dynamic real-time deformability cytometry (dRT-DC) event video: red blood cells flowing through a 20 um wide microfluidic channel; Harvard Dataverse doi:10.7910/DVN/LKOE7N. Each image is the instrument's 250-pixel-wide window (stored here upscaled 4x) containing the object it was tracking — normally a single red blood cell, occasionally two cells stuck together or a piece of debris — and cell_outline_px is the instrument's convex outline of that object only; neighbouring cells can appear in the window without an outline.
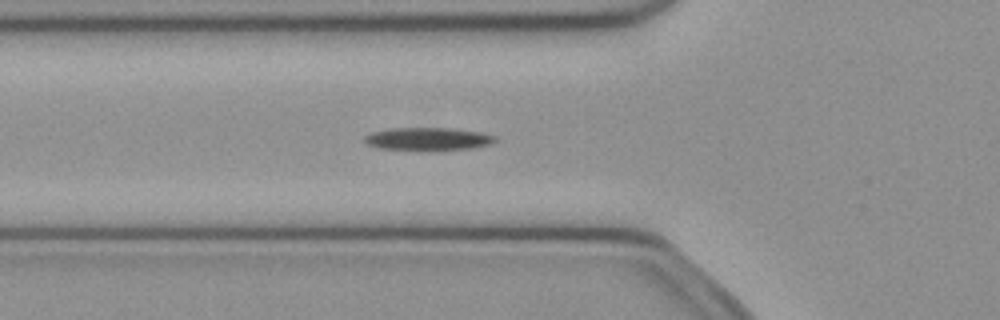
{"species": "common noctule bat (a hibernating species)", "species_latin": "Nyctalus noctula", "temperature_condition": "cold", "stored_images_in_passage": 47, "camera_frame_rate_fps": 3000, "um_per_image_px": 0.085, "animal": {"sex": "female", "body_mass_g": 21.9}, "frame": {"image": 1, "passage_image": 14, "time_ms": 4.333, "image_size_px": [1000, 320], "cell_outline_px": [[500, 140], [492, 144], [472, 148], [432, 152], [428, 152], [380, 148], [368, 144], [364, 140], [364, 136], [372, 132], [392, 128], [452, 128], [480, 132], [496, 136]], "centroid_in_image_um": [36.44, 11.84], "position_along_channel_um": 89.4, "area_um2": 18.03}}
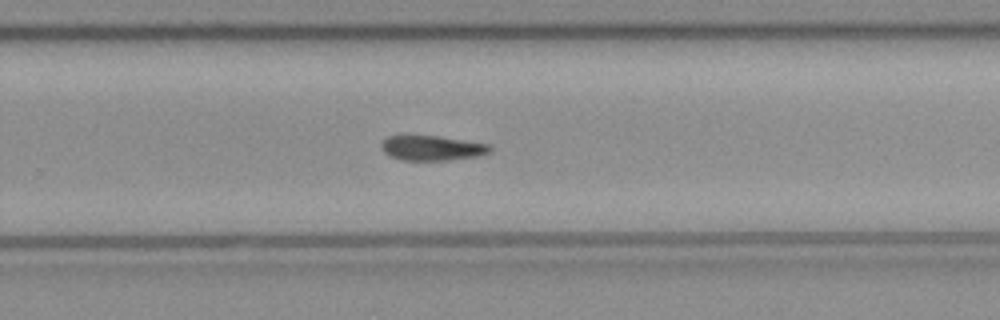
{"frame": {"image": 2, "passage_image": 29, "time_ms": 9.333, "image_size_px": [1000, 320], "cell_outline_px": [[492, 148], [488, 152], [480, 156], [448, 160], [400, 160], [384, 152], [380, 148], [380, 144], [388, 136], [404, 132], [436, 136], [488, 144]], "centroid_in_image_um": [36.62, 12.54], "position_along_channel_um": 293.2, "area_um2": 16.24}}
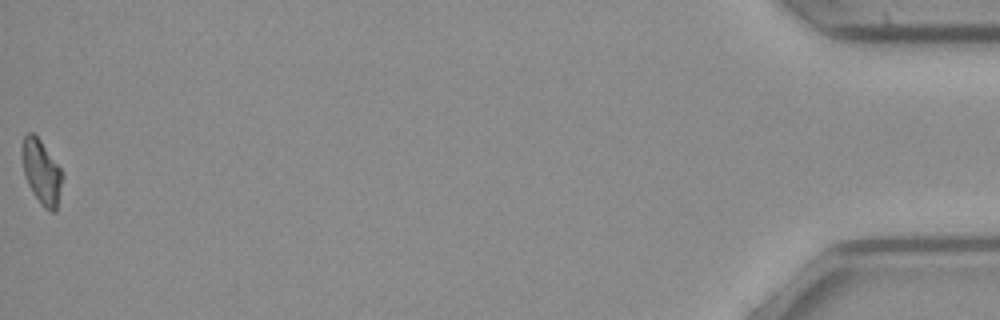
{"frame": {"image": 3, "passage_image": 47, "time_ms": 15.333, "image_size_px": [1000, 320], "cell_outline_px": [[64, 176], [56, 212], [52, 212], [44, 208], [28, 184], [24, 172], [24, 136], [28, 132], [32, 132], [40, 140], [60, 168]], "centroid_in_image_um": [3.59, 14.67], "position_along_channel_um": 431.6, "area_um2": 14.51}, "authors_computed_cell_mechanics": {"area_um2": 16.5886, "velocity_mm_per_s": 4.0637, "shape_relaxation_time_tau1_ms": 6.3254, "shape_relaxation_time_tau2_ms": null, "deformation_change_tau1": 0.1654, "deformation_change_tau2": null}}